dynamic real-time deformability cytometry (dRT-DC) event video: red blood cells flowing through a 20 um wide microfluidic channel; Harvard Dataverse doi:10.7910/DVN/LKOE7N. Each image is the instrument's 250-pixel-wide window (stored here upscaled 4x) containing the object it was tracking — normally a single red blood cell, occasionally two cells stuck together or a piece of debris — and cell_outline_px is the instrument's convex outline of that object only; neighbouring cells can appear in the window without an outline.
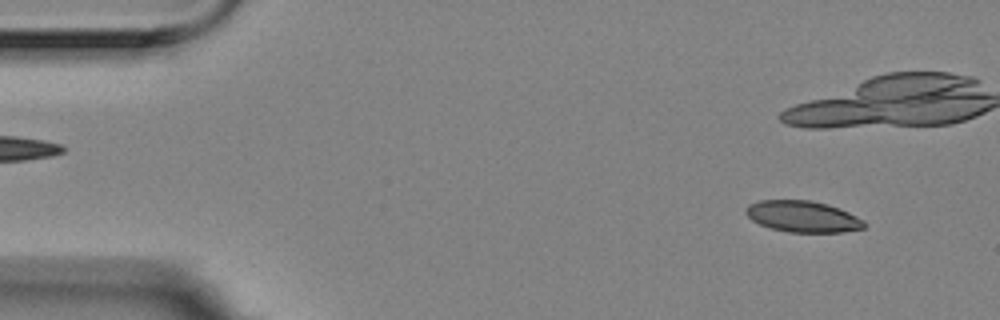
{"species": "Egyptian fruit bat (a non-hibernating species)", "species_latin": "Rousettus aegyptiacus", "temperature_condition": "room temperature", "stored_images_in_passage": 11, "camera_frame_rate_fps": 3000, "um_per_image_px": 0.085, "animal": {"sex": "female"}, "frame": {"image": 1, "passage_image": 1, "time_ms": 0.0, "image_size_px": [1000, 320], "cell_outline_px": [[868, 224], [864, 228], [844, 232], [788, 232], [772, 228], [760, 224], [752, 220], [744, 212], [744, 208], [748, 204], [760, 200], [812, 200], [828, 204], [840, 208], [864, 220]], "centroid_in_image_um": [68.25, 18.39], "position_along_channel_um": 16.8, "area_um2": 21.79}}